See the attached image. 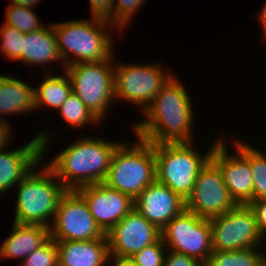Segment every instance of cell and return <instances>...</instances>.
Wrapping results in <instances>:
<instances>
[{
    "mask_svg": "<svg viewBox=\"0 0 266 266\" xmlns=\"http://www.w3.org/2000/svg\"><path fill=\"white\" fill-rule=\"evenodd\" d=\"M164 266H203L196 258L167 250Z\"/></svg>",
    "mask_w": 266,
    "mask_h": 266,
    "instance_id": "1f68e13d",
    "label": "cell"
},
{
    "mask_svg": "<svg viewBox=\"0 0 266 266\" xmlns=\"http://www.w3.org/2000/svg\"><path fill=\"white\" fill-rule=\"evenodd\" d=\"M113 58L103 62L76 63L65 68L72 92L100 121L103 117L105 119L111 102L116 101Z\"/></svg>",
    "mask_w": 266,
    "mask_h": 266,
    "instance_id": "52a82bcc",
    "label": "cell"
},
{
    "mask_svg": "<svg viewBox=\"0 0 266 266\" xmlns=\"http://www.w3.org/2000/svg\"><path fill=\"white\" fill-rule=\"evenodd\" d=\"M46 70L45 79L34 88L35 109L47 106L58 110L72 92L71 82L65 71L60 76Z\"/></svg>",
    "mask_w": 266,
    "mask_h": 266,
    "instance_id": "7402d4cb",
    "label": "cell"
},
{
    "mask_svg": "<svg viewBox=\"0 0 266 266\" xmlns=\"http://www.w3.org/2000/svg\"><path fill=\"white\" fill-rule=\"evenodd\" d=\"M132 146L120 143L114 151L104 183L135 200L156 180L154 144L137 137Z\"/></svg>",
    "mask_w": 266,
    "mask_h": 266,
    "instance_id": "5b68a950",
    "label": "cell"
},
{
    "mask_svg": "<svg viewBox=\"0 0 266 266\" xmlns=\"http://www.w3.org/2000/svg\"><path fill=\"white\" fill-rule=\"evenodd\" d=\"M258 16V20H259V24H261V28L263 29L262 32H264V38L266 37V2L264 3L261 12H259Z\"/></svg>",
    "mask_w": 266,
    "mask_h": 266,
    "instance_id": "d590c367",
    "label": "cell"
},
{
    "mask_svg": "<svg viewBox=\"0 0 266 266\" xmlns=\"http://www.w3.org/2000/svg\"><path fill=\"white\" fill-rule=\"evenodd\" d=\"M35 112L34 87L21 79L0 74V121L10 127L7 114Z\"/></svg>",
    "mask_w": 266,
    "mask_h": 266,
    "instance_id": "44dd1931",
    "label": "cell"
},
{
    "mask_svg": "<svg viewBox=\"0 0 266 266\" xmlns=\"http://www.w3.org/2000/svg\"><path fill=\"white\" fill-rule=\"evenodd\" d=\"M120 143L103 138L80 137L45 164L66 190L103 183L112 155Z\"/></svg>",
    "mask_w": 266,
    "mask_h": 266,
    "instance_id": "7a4b0ae2",
    "label": "cell"
},
{
    "mask_svg": "<svg viewBox=\"0 0 266 266\" xmlns=\"http://www.w3.org/2000/svg\"><path fill=\"white\" fill-rule=\"evenodd\" d=\"M219 137L211 152V159L222 171L229 194L236 204H250L253 201V176L250 168V145L235 139L234 154L228 153V147Z\"/></svg>",
    "mask_w": 266,
    "mask_h": 266,
    "instance_id": "4fadbf2b",
    "label": "cell"
},
{
    "mask_svg": "<svg viewBox=\"0 0 266 266\" xmlns=\"http://www.w3.org/2000/svg\"><path fill=\"white\" fill-rule=\"evenodd\" d=\"M24 33L9 25L3 24L0 29V51L11 61H22V40Z\"/></svg>",
    "mask_w": 266,
    "mask_h": 266,
    "instance_id": "4316f807",
    "label": "cell"
},
{
    "mask_svg": "<svg viewBox=\"0 0 266 266\" xmlns=\"http://www.w3.org/2000/svg\"><path fill=\"white\" fill-rule=\"evenodd\" d=\"M90 13L93 18L108 21L113 26V4L114 0H89Z\"/></svg>",
    "mask_w": 266,
    "mask_h": 266,
    "instance_id": "4dcf8cb0",
    "label": "cell"
},
{
    "mask_svg": "<svg viewBox=\"0 0 266 266\" xmlns=\"http://www.w3.org/2000/svg\"><path fill=\"white\" fill-rule=\"evenodd\" d=\"M47 131H41L25 146L6 151V146L0 148V197L6 191L18 185L39 163H42L45 151L48 149L51 136Z\"/></svg>",
    "mask_w": 266,
    "mask_h": 266,
    "instance_id": "9a60e30c",
    "label": "cell"
},
{
    "mask_svg": "<svg viewBox=\"0 0 266 266\" xmlns=\"http://www.w3.org/2000/svg\"><path fill=\"white\" fill-rule=\"evenodd\" d=\"M249 206L254 210L261 235L266 238V199L253 200Z\"/></svg>",
    "mask_w": 266,
    "mask_h": 266,
    "instance_id": "d6a6232c",
    "label": "cell"
},
{
    "mask_svg": "<svg viewBox=\"0 0 266 266\" xmlns=\"http://www.w3.org/2000/svg\"><path fill=\"white\" fill-rule=\"evenodd\" d=\"M167 247L160 238L157 242L130 257L137 266H164Z\"/></svg>",
    "mask_w": 266,
    "mask_h": 266,
    "instance_id": "f546056e",
    "label": "cell"
},
{
    "mask_svg": "<svg viewBox=\"0 0 266 266\" xmlns=\"http://www.w3.org/2000/svg\"><path fill=\"white\" fill-rule=\"evenodd\" d=\"M134 209L159 230L185 209V200L155 180L134 200Z\"/></svg>",
    "mask_w": 266,
    "mask_h": 266,
    "instance_id": "e0dca14e",
    "label": "cell"
},
{
    "mask_svg": "<svg viewBox=\"0 0 266 266\" xmlns=\"http://www.w3.org/2000/svg\"><path fill=\"white\" fill-rule=\"evenodd\" d=\"M155 64H115V100H125L144 112L153 98L173 76ZM121 98V99H120Z\"/></svg>",
    "mask_w": 266,
    "mask_h": 266,
    "instance_id": "9c48e42d",
    "label": "cell"
},
{
    "mask_svg": "<svg viewBox=\"0 0 266 266\" xmlns=\"http://www.w3.org/2000/svg\"><path fill=\"white\" fill-rule=\"evenodd\" d=\"M191 99L174 74L143 112L147 118L133 124V133L152 144L193 142Z\"/></svg>",
    "mask_w": 266,
    "mask_h": 266,
    "instance_id": "6da1fadb",
    "label": "cell"
},
{
    "mask_svg": "<svg viewBox=\"0 0 266 266\" xmlns=\"http://www.w3.org/2000/svg\"><path fill=\"white\" fill-rule=\"evenodd\" d=\"M49 233L55 241L107 239L77 190H66L60 197Z\"/></svg>",
    "mask_w": 266,
    "mask_h": 266,
    "instance_id": "8fae6325",
    "label": "cell"
},
{
    "mask_svg": "<svg viewBox=\"0 0 266 266\" xmlns=\"http://www.w3.org/2000/svg\"><path fill=\"white\" fill-rule=\"evenodd\" d=\"M146 0H114L113 26L122 32ZM123 29V30H122Z\"/></svg>",
    "mask_w": 266,
    "mask_h": 266,
    "instance_id": "f1b7e54d",
    "label": "cell"
},
{
    "mask_svg": "<svg viewBox=\"0 0 266 266\" xmlns=\"http://www.w3.org/2000/svg\"><path fill=\"white\" fill-rule=\"evenodd\" d=\"M252 247L238 251H213L207 266H266V254Z\"/></svg>",
    "mask_w": 266,
    "mask_h": 266,
    "instance_id": "603a6c76",
    "label": "cell"
},
{
    "mask_svg": "<svg viewBox=\"0 0 266 266\" xmlns=\"http://www.w3.org/2000/svg\"><path fill=\"white\" fill-rule=\"evenodd\" d=\"M110 257H132L161 238V230L133 209L107 234Z\"/></svg>",
    "mask_w": 266,
    "mask_h": 266,
    "instance_id": "5bb4252c",
    "label": "cell"
},
{
    "mask_svg": "<svg viewBox=\"0 0 266 266\" xmlns=\"http://www.w3.org/2000/svg\"><path fill=\"white\" fill-rule=\"evenodd\" d=\"M22 62L29 65H44L62 62V69L66 66L60 55L53 24L46 25L40 30L24 33L22 40Z\"/></svg>",
    "mask_w": 266,
    "mask_h": 266,
    "instance_id": "ffe728a7",
    "label": "cell"
},
{
    "mask_svg": "<svg viewBox=\"0 0 266 266\" xmlns=\"http://www.w3.org/2000/svg\"><path fill=\"white\" fill-rule=\"evenodd\" d=\"M229 194L219 166L210 158L201 168L185 209L199 217L211 219L221 216L236 206Z\"/></svg>",
    "mask_w": 266,
    "mask_h": 266,
    "instance_id": "7c38bea8",
    "label": "cell"
},
{
    "mask_svg": "<svg viewBox=\"0 0 266 266\" xmlns=\"http://www.w3.org/2000/svg\"><path fill=\"white\" fill-rule=\"evenodd\" d=\"M11 127H9L4 122L0 121V148L6 145L11 141L10 136L12 137Z\"/></svg>",
    "mask_w": 266,
    "mask_h": 266,
    "instance_id": "836d02e7",
    "label": "cell"
},
{
    "mask_svg": "<svg viewBox=\"0 0 266 266\" xmlns=\"http://www.w3.org/2000/svg\"><path fill=\"white\" fill-rule=\"evenodd\" d=\"M109 263L112 266H137L130 257H109Z\"/></svg>",
    "mask_w": 266,
    "mask_h": 266,
    "instance_id": "e575fe53",
    "label": "cell"
},
{
    "mask_svg": "<svg viewBox=\"0 0 266 266\" xmlns=\"http://www.w3.org/2000/svg\"><path fill=\"white\" fill-rule=\"evenodd\" d=\"M11 233L0 245V259H25L49 238V228L43 225L13 222Z\"/></svg>",
    "mask_w": 266,
    "mask_h": 266,
    "instance_id": "d6986e66",
    "label": "cell"
},
{
    "mask_svg": "<svg viewBox=\"0 0 266 266\" xmlns=\"http://www.w3.org/2000/svg\"><path fill=\"white\" fill-rule=\"evenodd\" d=\"M89 19L53 23L58 49L66 67L76 63L103 62L114 57L112 36L107 34L108 28L114 26L103 19Z\"/></svg>",
    "mask_w": 266,
    "mask_h": 266,
    "instance_id": "3957f363",
    "label": "cell"
},
{
    "mask_svg": "<svg viewBox=\"0 0 266 266\" xmlns=\"http://www.w3.org/2000/svg\"><path fill=\"white\" fill-rule=\"evenodd\" d=\"M58 266H108L107 239L86 241H56Z\"/></svg>",
    "mask_w": 266,
    "mask_h": 266,
    "instance_id": "ac0fdd59",
    "label": "cell"
},
{
    "mask_svg": "<svg viewBox=\"0 0 266 266\" xmlns=\"http://www.w3.org/2000/svg\"><path fill=\"white\" fill-rule=\"evenodd\" d=\"M161 239L168 250L196 258L203 264L213 252L209 219L186 209L164 226Z\"/></svg>",
    "mask_w": 266,
    "mask_h": 266,
    "instance_id": "ba28073f",
    "label": "cell"
},
{
    "mask_svg": "<svg viewBox=\"0 0 266 266\" xmlns=\"http://www.w3.org/2000/svg\"><path fill=\"white\" fill-rule=\"evenodd\" d=\"M20 266H58L57 242L49 238L41 247L28 255Z\"/></svg>",
    "mask_w": 266,
    "mask_h": 266,
    "instance_id": "83f0119b",
    "label": "cell"
},
{
    "mask_svg": "<svg viewBox=\"0 0 266 266\" xmlns=\"http://www.w3.org/2000/svg\"><path fill=\"white\" fill-rule=\"evenodd\" d=\"M193 143L154 144L156 180L177 193L183 200L191 194L199 171L211 158L215 146L211 145L204 155L196 151Z\"/></svg>",
    "mask_w": 266,
    "mask_h": 266,
    "instance_id": "8992f818",
    "label": "cell"
},
{
    "mask_svg": "<svg viewBox=\"0 0 266 266\" xmlns=\"http://www.w3.org/2000/svg\"><path fill=\"white\" fill-rule=\"evenodd\" d=\"M213 251H238L259 247L264 241L249 204H237L225 214L209 219Z\"/></svg>",
    "mask_w": 266,
    "mask_h": 266,
    "instance_id": "30bf717a",
    "label": "cell"
},
{
    "mask_svg": "<svg viewBox=\"0 0 266 266\" xmlns=\"http://www.w3.org/2000/svg\"><path fill=\"white\" fill-rule=\"evenodd\" d=\"M4 24L18 29L23 33L40 30L45 25L40 23L38 15L30 7L11 3L6 11Z\"/></svg>",
    "mask_w": 266,
    "mask_h": 266,
    "instance_id": "d4e9b609",
    "label": "cell"
},
{
    "mask_svg": "<svg viewBox=\"0 0 266 266\" xmlns=\"http://www.w3.org/2000/svg\"><path fill=\"white\" fill-rule=\"evenodd\" d=\"M42 168L39 172L35 167L17 185L13 222L50 228L60 197L66 189L46 165Z\"/></svg>",
    "mask_w": 266,
    "mask_h": 266,
    "instance_id": "277c9868",
    "label": "cell"
},
{
    "mask_svg": "<svg viewBox=\"0 0 266 266\" xmlns=\"http://www.w3.org/2000/svg\"><path fill=\"white\" fill-rule=\"evenodd\" d=\"M62 119L73 128H83L89 123L98 124L100 120L92 114L76 94L71 92L66 101L58 109Z\"/></svg>",
    "mask_w": 266,
    "mask_h": 266,
    "instance_id": "cb8c5ba5",
    "label": "cell"
},
{
    "mask_svg": "<svg viewBox=\"0 0 266 266\" xmlns=\"http://www.w3.org/2000/svg\"><path fill=\"white\" fill-rule=\"evenodd\" d=\"M77 191L86 201L89 211L101 230L107 234L134 209V200L104 182L83 186Z\"/></svg>",
    "mask_w": 266,
    "mask_h": 266,
    "instance_id": "2e32d148",
    "label": "cell"
},
{
    "mask_svg": "<svg viewBox=\"0 0 266 266\" xmlns=\"http://www.w3.org/2000/svg\"><path fill=\"white\" fill-rule=\"evenodd\" d=\"M250 145V168L253 176V200L266 199V156Z\"/></svg>",
    "mask_w": 266,
    "mask_h": 266,
    "instance_id": "484cf974",
    "label": "cell"
},
{
    "mask_svg": "<svg viewBox=\"0 0 266 266\" xmlns=\"http://www.w3.org/2000/svg\"><path fill=\"white\" fill-rule=\"evenodd\" d=\"M10 2L16 5L34 8V5H37L40 0H10Z\"/></svg>",
    "mask_w": 266,
    "mask_h": 266,
    "instance_id": "8d00e7d4",
    "label": "cell"
}]
</instances>
